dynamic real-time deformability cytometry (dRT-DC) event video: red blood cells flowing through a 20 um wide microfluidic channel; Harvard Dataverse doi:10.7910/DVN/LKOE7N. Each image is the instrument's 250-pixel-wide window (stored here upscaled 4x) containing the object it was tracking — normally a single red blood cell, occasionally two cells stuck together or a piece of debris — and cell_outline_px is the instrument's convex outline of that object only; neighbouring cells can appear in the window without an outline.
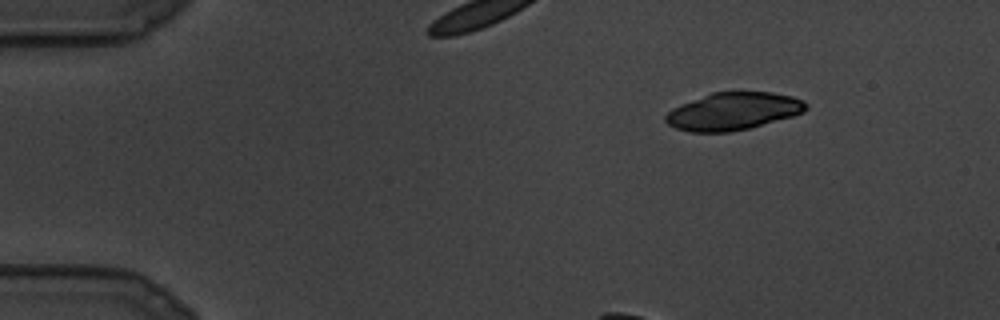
{"species": "common noctule bat (a hibernating species)", "species_latin": "Nyctalus noctula", "temperature_condition": "cold", "stored_images_in_passage": 24, "camera_frame_rate_fps": 3000, "um_per_image_px": 0.085, "animal": {"sex": "male", "body_mass_g": 19.5, "forearm_length_mm": 54.6}, "frame": {"image": 1, "passage_image": 1, "time_ms": 0.0, "image_size_px": [1000, 320], "cell_outline_px": [[808, 108], [804, 112], [792, 116], [748, 128], [728, 132], [688, 132], [676, 128], [668, 124], [664, 120], [664, 116], [672, 108], [680, 104], [712, 92], [772, 92], [792, 96], [804, 100], [808, 104]], "centroid_in_image_um": [62.31, 9.45], "position_along_channel_um": 22.7, "area_um2": 30.69}}